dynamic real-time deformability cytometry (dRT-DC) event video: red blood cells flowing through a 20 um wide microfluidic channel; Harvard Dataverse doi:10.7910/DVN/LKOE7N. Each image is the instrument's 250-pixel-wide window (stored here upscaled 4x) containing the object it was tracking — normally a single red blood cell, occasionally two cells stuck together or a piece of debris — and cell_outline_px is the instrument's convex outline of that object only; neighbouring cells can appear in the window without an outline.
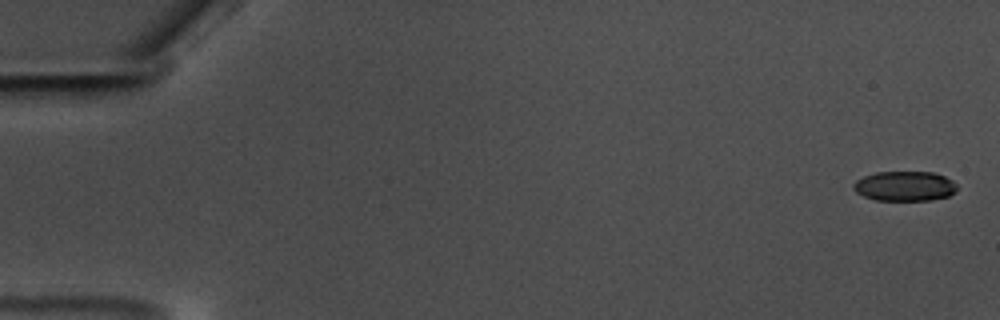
{"species": "common noctule bat (a hibernating species)", "species_latin": "Nyctalus noctula", "temperature_condition": "warm", "stored_images_in_passage": 58, "camera_frame_rate_fps": 3000, "um_per_image_px": 0.085, "animal": {"sex": "male", "body_mass_g": 17.5, "forearm_length_mm": 52.3}, "frame": {"image": 1, "passage_image": 2, "time_ms": 0.333, "image_size_px": [1000, 320], "cell_outline_px": [[956, 192], [948, 196], [928, 200], [876, 200], [864, 196], [856, 192], [852, 188], [852, 184], [856, 180], [864, 176], [876, 172], [932, 172], [944, 176], [952, 180], [956, 184]], "centroid_in_image_um": [76.88, 15.82], "position_along_channel_um": 8.1, "area_um2": 17.98}}
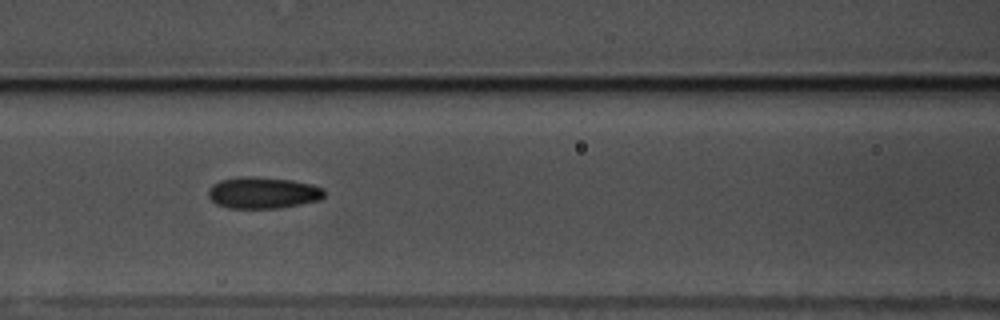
{"frame": {"image": 2, "passage_image": 27, "time_ms": 8.667, "image_size_px": [1000, 320], "cell_outline_px": [[324, 196], [320, 200], [300, 204], [276, 208], [228, 208], [216, 204], [208, 196], [208, 188], [212, 184], [220, 180], [236, 176], [252, 176], [292, 180], [312, 184], [324, 188]], "centroid_in_image_um": [22.32, 16.37], "position_along_channel_um": 144.3, "area_um2": 21.5}}
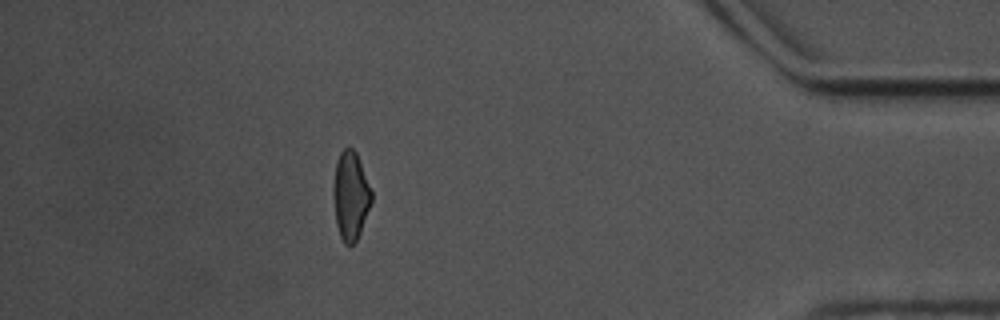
{"frame": {"image": 3, "passage_image": 53, "time_ms": 17.333, "image_size_px": [1000, 320], "cell_outline_px": [[372, 200], [360, 232], [356, 240], [352, 244], [344, 244], [340, 236], [336, 224], [332, 192], [332, 184], [336, 160], [340, 152], [348, 144], [356, 152], [372, 192]], "centroid_in_image_um": [29.77, 16.59], "position_along_channel_um": 405.4, "area_um2": 19.77}}